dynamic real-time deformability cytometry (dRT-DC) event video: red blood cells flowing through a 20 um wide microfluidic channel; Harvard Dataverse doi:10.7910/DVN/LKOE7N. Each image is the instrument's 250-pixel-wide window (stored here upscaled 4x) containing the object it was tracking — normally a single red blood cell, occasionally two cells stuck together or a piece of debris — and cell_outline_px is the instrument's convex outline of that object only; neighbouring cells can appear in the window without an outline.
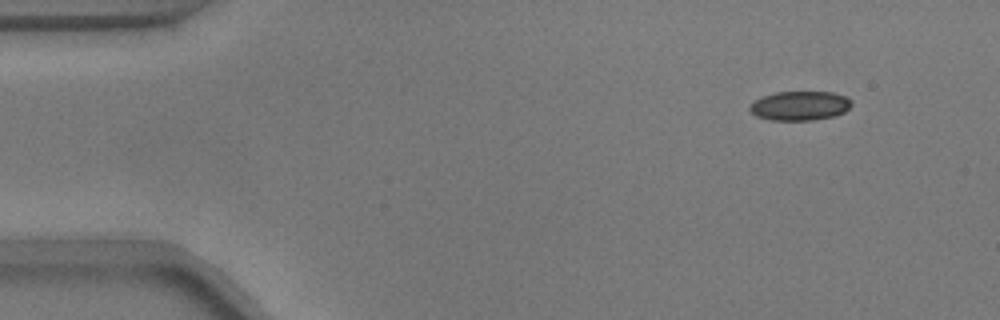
{"species": "common noctule bat (a hibernating species)", "species_latin": "Nyctalus noctula", "temperature_condition": "warm", "stored_images_in_passage": 17, "segment_of_instrument_passage": [1, 2], "camera_frame_rate_fps": 3000, "um_per_image_px": 0.085, "animal": {"sex": "male", "body_mass_g": 17.9}, "frame": {"image": 1, "passage_image": 6, "time_ms": 1.667, "image_size_px": [1000, 320], "cell_outline_px": [[852, 104], [844, 112], [836, 116], [812, 120], [768, 120], [756, 116], [748, 108], [756, 100], [764, 96], [776, 92], [832, 92], [848, 96], [852, 100]], "centroid_in_image_um": [68.03, 8.99], "position_along_channel_um": 17.0, "area_um2": 17.4}}
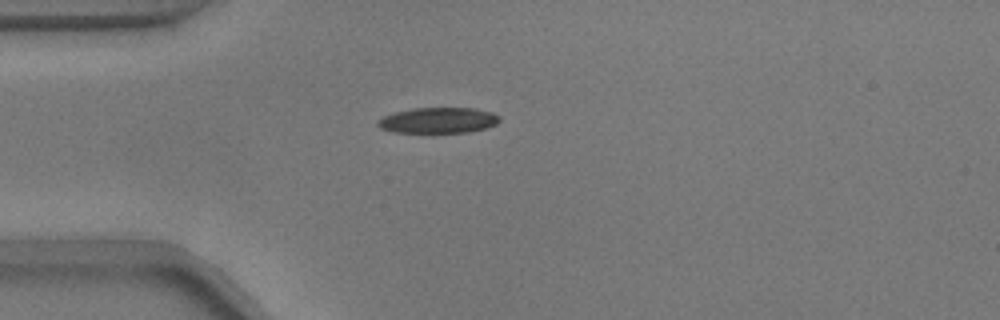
{"frame": {"image": 2, "passage_image": 15, "time_ms": 4.667, "image_size_px": [1000, 320], "cell_outline_px": [[500, 120], [496, 124], [488, 128], [468, 132], [392, 132], [380, 128], [376, 124], [376, 120], [392, 112], [412, 108], [476, 108], [492, 112], [500, 116]], "centroid_in_image_um": [37.24, 10.22], "position_along_channel_um": 47.8, "area_um2": 18.44}}